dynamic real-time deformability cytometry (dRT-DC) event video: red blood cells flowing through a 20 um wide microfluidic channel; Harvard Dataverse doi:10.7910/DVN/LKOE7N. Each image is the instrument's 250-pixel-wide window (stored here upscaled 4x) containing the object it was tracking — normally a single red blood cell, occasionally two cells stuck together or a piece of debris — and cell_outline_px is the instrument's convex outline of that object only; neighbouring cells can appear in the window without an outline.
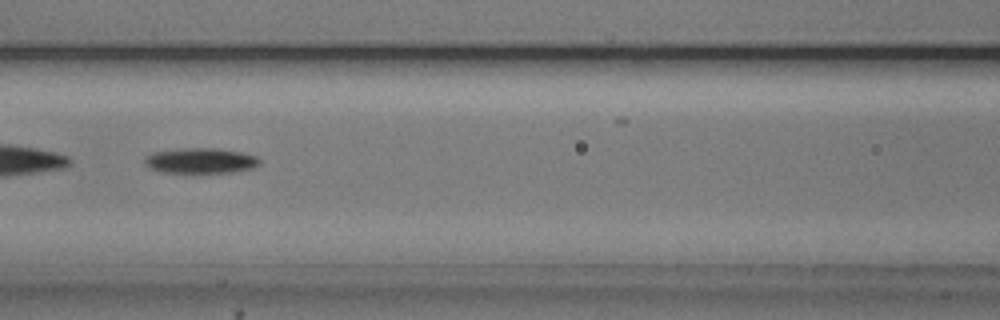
{"species": "common noctule bat (a hibernating species)", "species_latin": "Nyctalus noctula", "temperature_condition": "cold", "stored_images_in_passage": 53, "camera_frame_rate_fps": 3000, "um_per_image_px": 0.085, "animal": {"sex": "male", "body_mass_g": 20.5, "forearm_length_mm": 52.5}, "frame": {"image": 1, "passage_image": 23, "time_ms": 7.333, "image_size_px": [1000, 320], "cell_outline_px": [[260, 164], [252, 168], [232, 172], [196, 176], [160, 172], [144, 164], [144, 160], [152, 152], [184, 148], [216, 148], [240, 152], [256, 156], [260, 160]], "centroid_in_image_um": [17.03, 13.71], "position_along_channel_um": 149.6, "area_um2": 17.8}}
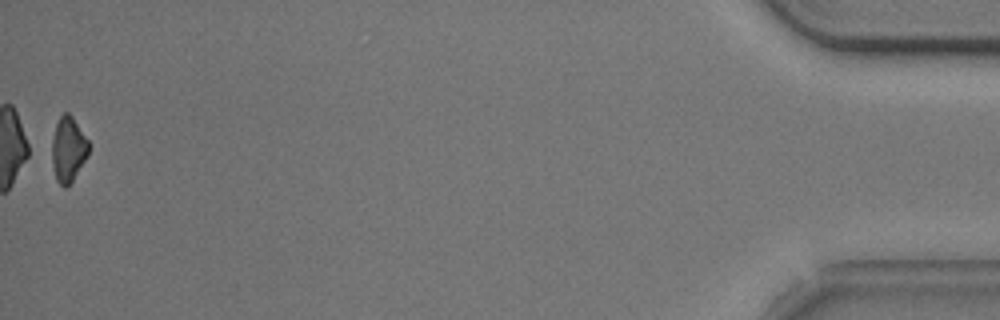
{"frame": {"image": 2, "passage_image": 53, "time_ms": 17.333, "image_size_px": [1000, 320], "cell_outline_px": [[88, 156], [72, 180], [64, 188], [56, 180], [52, 164], [52, 140], [56, 124], [60, 116], [64, 112], [68, 112], [72, 116], [88, 140]], "centroid_in_image_um": [5.79, 12.68], "position_along_channel_um": 429.4, "area_um2": 13.76}, "authors_computed_cell_mechanics": {"area_um2": 17.2244, "velocity_mm_per_s": 3.7438, "shape_relaxation_time_tau1_ms": 2.2617, "shape_relaxation_time_tau2_ms": null, "deformation_change_tau1": 0.1371, "deformation_change_tau2": null}}